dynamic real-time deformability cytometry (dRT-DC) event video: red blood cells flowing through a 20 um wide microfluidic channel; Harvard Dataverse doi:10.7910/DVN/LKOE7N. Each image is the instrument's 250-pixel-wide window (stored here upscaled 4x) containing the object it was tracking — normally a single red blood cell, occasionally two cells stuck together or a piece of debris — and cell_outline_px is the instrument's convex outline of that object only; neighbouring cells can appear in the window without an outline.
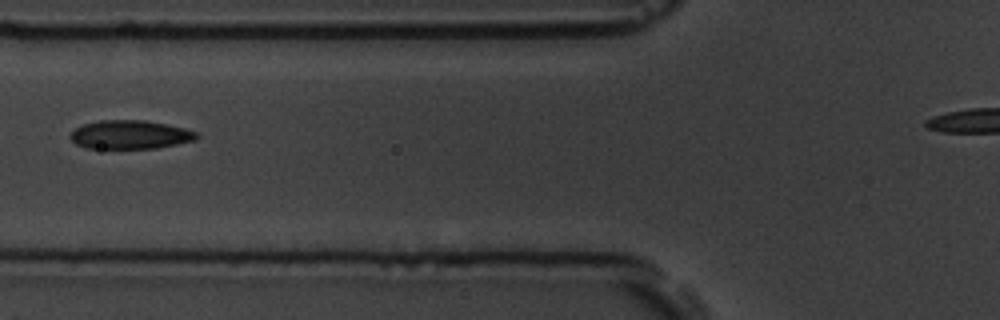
{"species": "common noctule bat (a hibernating species)", "species_latin": "Nyctalus noctula", "temperature_condition": "room temperature", "stored_images_in_passage": 10, "camera_frame_rate_fps": 3000, "um_per_image_px": 0.085, "animal": {"sex": "male", "body_mass_g": 19.5, "forearm_length_mm": 54.6}, "frame": {"image": 1, "passage_image": 6, "time_ms": 6.0, "image_size_px": [1000, 320], "cell_outline_px": [[200, 136], [196, 140], [156, 148], [84, 148], [76, 144], [68, 136], [76, 128], [84, 124], [100, 120], [144, 120], [184, 128], [196, 132]], "centroid_in_image_um": [11.05, 11.45], "position_along_channel_um": 114.8, "area_um2": 20.98}}
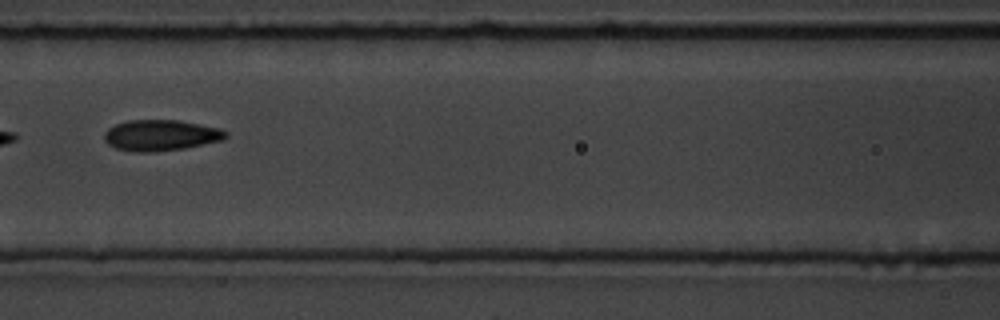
{"frame": {"image": 2, "passage_image": 7, "time_ms": 7.0, "image_size_px": [1000, 320], "cell_outline_px": [[228, 136], [224, 140], [184, 148], [156, 152], [136, 152], [116, 148], [108, 144], [104, 140], [104, 132], [108, 128], [116, 124], [128, 120], [180, 120], [220, 128], [228, 132]], "centroid_in_image_um": [13.68, 11.5], "position_along_channel_um": 152.9, "area_um2": 22.08}}